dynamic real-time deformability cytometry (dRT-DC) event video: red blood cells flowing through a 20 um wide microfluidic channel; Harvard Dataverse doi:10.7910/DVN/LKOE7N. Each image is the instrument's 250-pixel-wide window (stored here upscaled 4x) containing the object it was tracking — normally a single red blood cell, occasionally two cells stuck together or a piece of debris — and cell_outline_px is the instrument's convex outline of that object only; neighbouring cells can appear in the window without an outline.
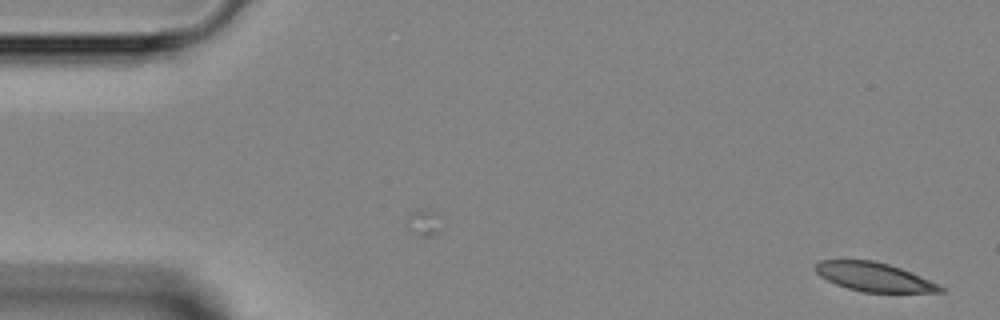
{"species": "Egyptian fruit bat (a non-hibernating species)", "species_latin": "Rousettus aegyptiacus", "temperature_condition": "room temperature", "stored_images_in_passage": 12, "camera_frame_rate_fps": 3000, "um_per_image_px": 0.085, "animal": {"sex": "female"}, "frame": {"image": 1, "passage_image": 1, "time_ms": 0.0, "image_size_px": [1000, 320], "cell_outline_px": [[944, 292], [864, 292], [848, 288], [836, 284], [820, 276], [812, 268], [820, 260], [872, 260], [888, 264], [900, 268], [940, 284], [944, 288]], "centroid_in_image_um": [74.28, 23.54], "position_along_channel_um": 10.7, "area_um2": 20.87}}